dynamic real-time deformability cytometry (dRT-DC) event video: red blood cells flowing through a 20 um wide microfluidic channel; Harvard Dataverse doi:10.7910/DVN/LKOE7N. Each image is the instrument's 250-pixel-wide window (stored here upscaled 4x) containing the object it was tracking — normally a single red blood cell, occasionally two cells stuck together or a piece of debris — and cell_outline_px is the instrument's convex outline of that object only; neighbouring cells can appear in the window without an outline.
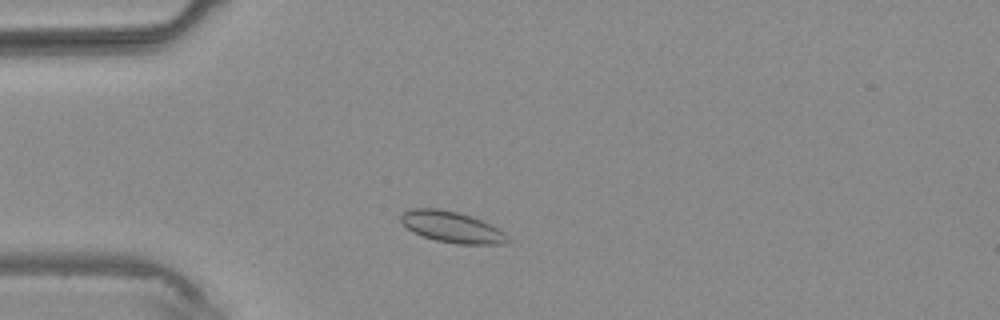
{"species": "common noctule bat (a hibernating species)", "species_latin": "Nyctalus noctula", "temperature_condition": "warm", "stored_images_in_passage": 2, "camera_frame_rate_fps": 3000, "um_per_image_px": 0.085, "animal": {"sex": "male", "body_mass_g": 20.4}, "frame": {"image": 1, "passage_image": 1, "time_ms": 0.0, "image_size_px": [1000, 320], "cell_outline_px": [[512, 240], [508, 244], [456, 244], [436, 240], [420, 236], [412, 232], [400, 220], [400, 216], [404, 212], [412, 208], [436, 208], [456, 212], [472, 216], [504, 232]], "centroid_in_image_um": [38.41, 19.31], "position_along_channel_um": 46.6, "area_um2": 19.36}}
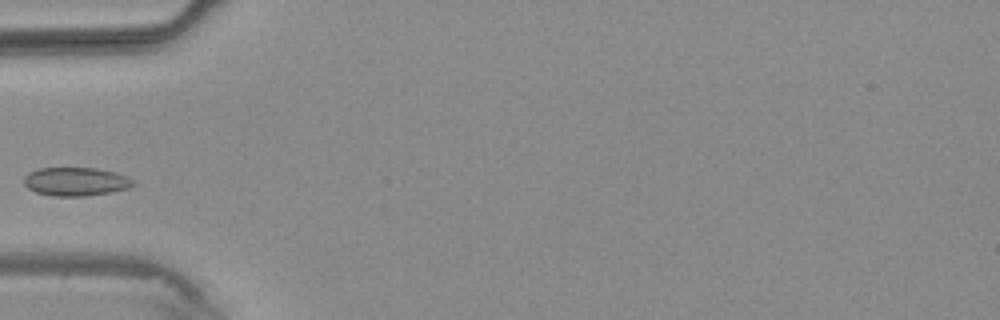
{"frame": {"image": 2, "passage_image": 2, "time_ms": 1.0, "image_size_px": [1000, 320], "cell_outline_px": [[136, 184], [128, 188], [112, 192], [84, 196], [52, 196], [36, 192], [28, 188], [24, 184], [24, 176], [28, 172], [40, 168], [96, 168], [116, 172], [128, 176]], "centroid_in_image_um": [6.45, 15.43], "position_along_channel_um": 78.6, "area_um2": 18.26}}